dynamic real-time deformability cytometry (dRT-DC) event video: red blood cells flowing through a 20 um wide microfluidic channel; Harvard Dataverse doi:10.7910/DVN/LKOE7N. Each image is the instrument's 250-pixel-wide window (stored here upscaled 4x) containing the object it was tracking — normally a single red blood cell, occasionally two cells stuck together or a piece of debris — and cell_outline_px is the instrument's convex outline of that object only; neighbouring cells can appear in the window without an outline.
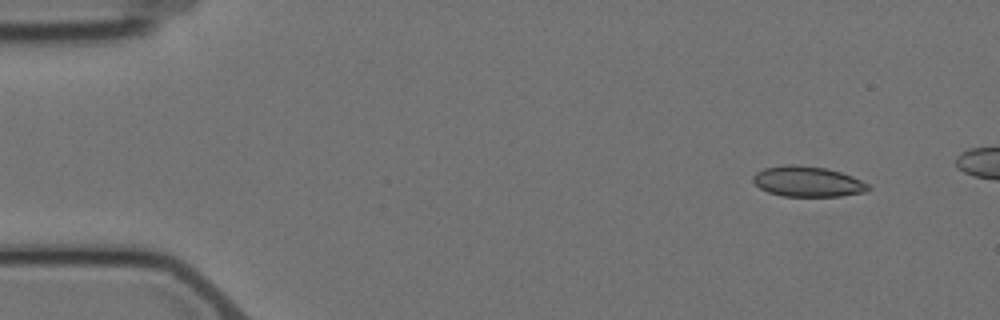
{"species": "Egyptian fruit bat (a non-hibernating species)", "species_latin": "Rousettus aegyptiacus", "temperature_condition": "cold", "stored_images_in_passage": 4, "camera_frame_rate_fps": 3000, "um_per_image_px": 0.085, "animal": {"sex": "female"}, "frame": {"image": 1, "passage_image": 1, "time_ms": 0.0, "image_size_px": [1000, 320], "cell_outline_px": [[872, 188], [868, 192], [840, 196], [784, 196], [768, 192], [760, 188], [752, 180], [752, 176], [756, 172], [764, 168], [788, 164], [796, 164], [824, 168], [840, 172], [852, 176], [868, 184]], "centroid_in_image_um": [68.66, 15.43], "position_along_channel_um": 16.3, "area_um2": 20.46}}